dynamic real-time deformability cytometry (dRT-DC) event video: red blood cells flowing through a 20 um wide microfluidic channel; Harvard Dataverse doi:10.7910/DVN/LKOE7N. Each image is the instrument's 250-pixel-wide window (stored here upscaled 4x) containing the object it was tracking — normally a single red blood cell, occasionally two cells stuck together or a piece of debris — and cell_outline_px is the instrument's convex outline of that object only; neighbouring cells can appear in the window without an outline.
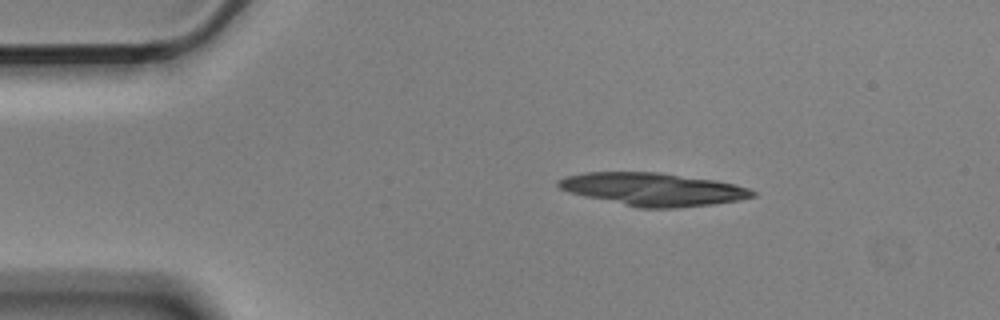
{"species": "Egyptian fruit bat (a non-hibernating species)", "species_latin": "Rousettus aegyptiacus", "temperature_condition": "cold", "stored_images_in_passage": 6, "camera_frame_rate_fps": 3000, "um_per_image_px": 0.085, "animal": {"sex": "male"}, "frame": {"image": 1, "passage_image": 2, "time_ms": 0.333, "image_size_px": [1000, 320], "cell_outline_px": [[756, 196], [740, 200], [712, 204], [676, 208], [640, 208], [584, 196], [568, 192], [560, 188], [556, 184], [556, 180], [568, 176], [584, 172], [656, 172], [716, 180], [736, 184], [748, 188], [756, 192]], "centroid_in_image_um": [55.52, 16.09], "position_along_channel_um": 29.5, "area_um2": 37.22}}